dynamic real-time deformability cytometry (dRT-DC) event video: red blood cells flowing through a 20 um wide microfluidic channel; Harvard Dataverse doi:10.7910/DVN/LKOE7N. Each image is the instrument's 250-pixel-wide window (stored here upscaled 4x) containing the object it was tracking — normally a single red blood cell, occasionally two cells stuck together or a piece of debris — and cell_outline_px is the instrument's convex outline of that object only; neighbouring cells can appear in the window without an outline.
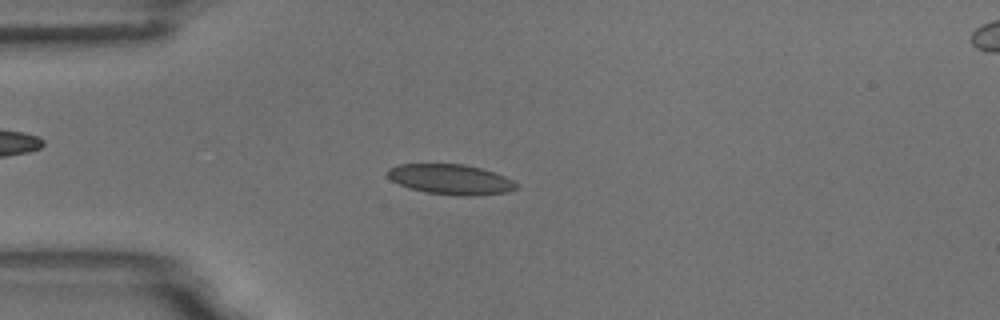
{"species": "common noctule bat (a hibernating species)", "species_latin": "Nyctalus noctula", "temperature_condition": "room temperature", "stored_images_in_passage": 55, "camera_frame_rate_fps": 3000, "um_per_image_px": 0.085, "animal": {"sex": "male", "body_mass_g": 18.8}, "frame": {"image": 1, "passage_image": 14, "time_ms": 4.333, "image_size_px": [1000, 320], "cell_outline_px": [[520, 188], [508, 192], [476, 196], [460, 196], [424, 192], [408, 188], [392, 180], [388, 176], [388, 168], [400, 164], [464, 164], [480, 168], [504, 176], [520, 184]], "centroid_in_image_um": [38.35, 15.26], "position_along_channel_um": 46.6, "area_um2": 22.77}}
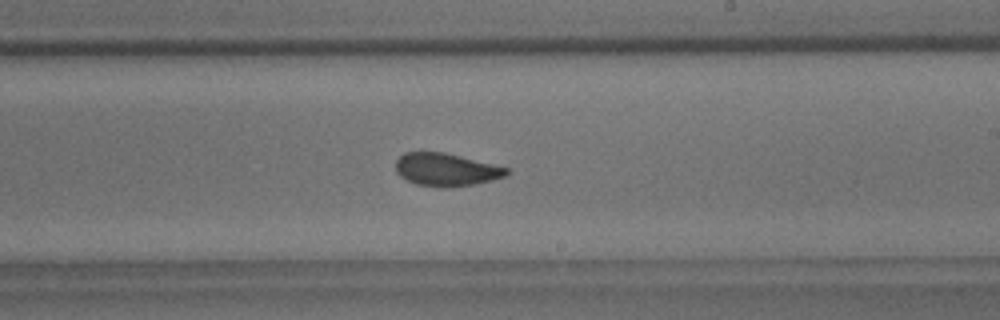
{"frame": {"image": 2, "passage_image": 32, "time_ms": 10.333, "image_size_px": [1000, 320], "cell_outline_px": [[508, 172], [504, 176], [492, 180], [476, 184], [448, 188], [440, 188], [416, 184], [400, 176], [396, 172], [396, 160], [404, 152], [444, 152], [508, 168]], "centroid_in_image_um": [37.88, 14.43], "position_along_channel_um": 251.1, "area_um2": 21.15}}
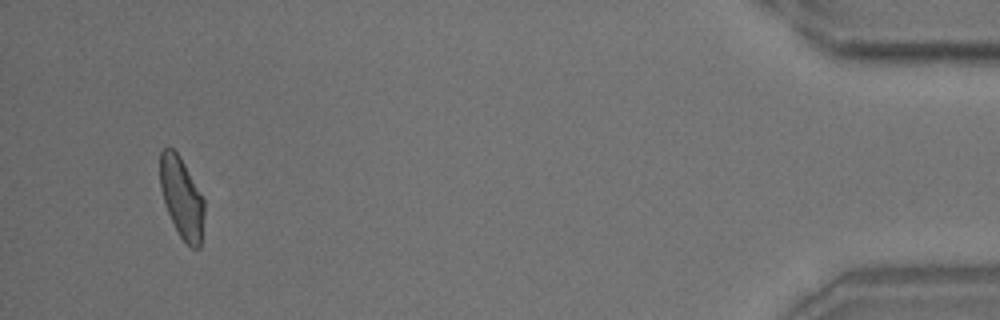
{"frame": {"image": 3, "passage_image": 52, "time_ms": 17.0, "image_size_px": [1000, 320], "cell_outline_px": [[204, 212], [200, 248], [192, 248], [180, 236], [164, 204], [160, 188], [160, 152], [164, 148], [172, 148], [180, 156], [204, 200]], "centroid_in_image_um": [15.43, 16.79], "position_along_channel_um": 419.8, "area_um2": 20.52}, "authors_computed_cell_mechanics": {"area_um2": 21.7906, "velocity_mm_per_s": 3.6587, "shape_relaxation_time_tau1_ms": 6.7945, "shape_relaxation_time_tau2_ms": 1.3463, "deformation_change_tau1": 0.1454, "deformation_change_tau2": 0.0585}}